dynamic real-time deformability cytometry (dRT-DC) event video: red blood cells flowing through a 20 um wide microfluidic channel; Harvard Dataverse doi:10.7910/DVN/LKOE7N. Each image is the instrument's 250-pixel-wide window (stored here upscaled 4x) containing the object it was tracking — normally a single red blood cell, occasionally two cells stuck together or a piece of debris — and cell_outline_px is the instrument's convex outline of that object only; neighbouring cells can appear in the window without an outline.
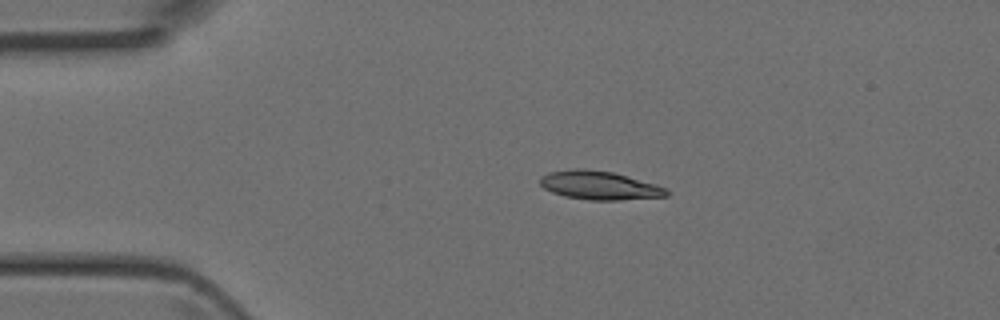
{"species": "Egyptian fruit bat (a non-hibernating species)", "species_latin": "Rousettus aegyptiacus", "temperature_condition": "room temperature", "stored_images_in_passage": 41, "camera_frame_rate_fps": 3000, "um_per_image_px": 0.085, "animal": {"sex": "female"}, "frame": {"image": 1, "passage_image": 10, "time_ms": 3.0, "image_size_px": [1000, 320], "cell_outline_px": [[668, 196], [620, 200], [588, 200], [564, 196], [552, 192], [544, 188], [540, 184], [540, 176], [548, 172], [576, 168], [584, 168], [612, 172], [656, 184], [668, 188]], "centroid_in_image_um": [50.94, 15.75], "position_along_channel_um": 34.1, "area_um2": 21.15}}
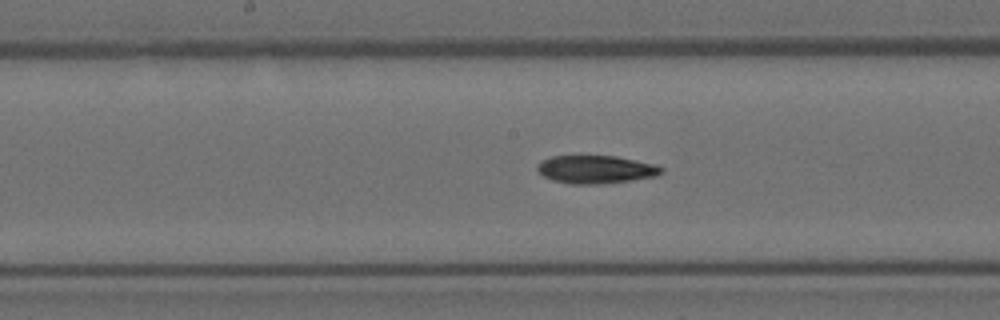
{"frame": {"image": 2, "passage_image": 24, "time_ms": 7.667, "image_size_px": [1000, 320], "cell_outline_px": [[664, 172], [656, 176], [632, 180], [600, 184], [568, 184], [552, 180], [544, 176], [536, 168], [536, 164], [540, 160], [552, 156], [616, 156], [656, 164], [664, 168]], "centroid_in_image_um": [50.64, 14.4], "position_along_channel_um": 197.6, "area_um2": 20.46}}
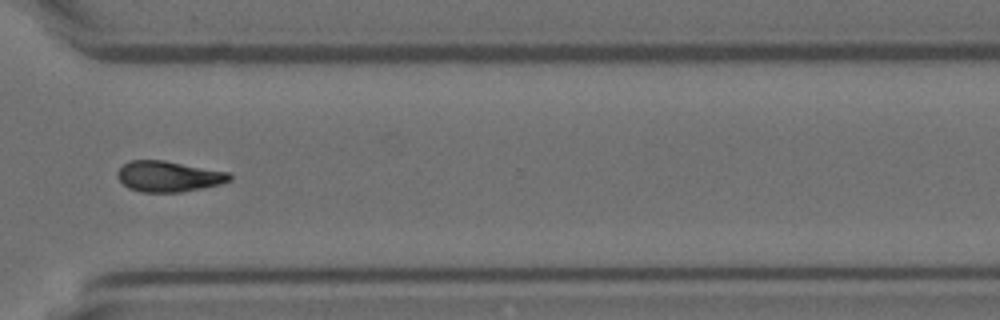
{"frame": {"image": 3, "passage_image": 35, "time_ms": 11.333, "image_size_px": [1000, 320], "cell_outline_px": [[232, 180], [220, 184], [180, 192], [140, 192], [128, 188], [116, 176], [116, 172], [124, 164], [132, 160], [164, 160], [228, 172], [232, 176]], "centroid_in_image_um": [14.31, 14.99], "position_along_channel_um": 356.3, "area_um2": 20.0}}